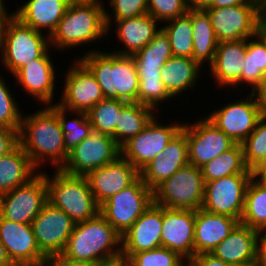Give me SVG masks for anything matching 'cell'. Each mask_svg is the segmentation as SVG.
<instances>
[{"instance_id": "cell-1", "label": "cell", "mask_w": 266, "mask_h": 266, "mask_svg": "<svg viewBox=\"0 0 266 266\" xmlns=\"http://www.w3.org/2000/svg\"><path fill=\"white\" fill-rule=\"evenodd\" d=\"M45 107L22 116L18 133L19 145L36 169H40L47 160L51 166L55 165L56 169H61L67 161L69 151L66 149L64 133L56 115V104Z\"/></svg>"}, {"instance_id": "cell-2", "label": "cell", "mask_w": 266, "mask_h": 266, "mask_svg": "<svg viewBox=\"0 0 266 266\" xmlns=\"http://www.w3.org/2000/svg\"><path fill=\"white\" fill-rule=\"evenodd\" d=\"M60 255L97 266L122 263L121 235L98 213L91 219L75 224Z\"/></svg>"}, {"instance_id": "cell-3", "label": "cell", "mask_w": 266, "mask_h": 266, "mask_svg": "<svg viewBox=\"0 0 266 266\" xmlns=\"http://www.w3.org/2000/svg\"><path fill=\"white\" fill-rule=\"evenodd\" d=\"M78 60L92 73L104 98L138 102L139 76L132 56L88 50Z\"/></svg>"}, {"instance_id": "cell-4", "label": "cell", "mask_w": 266, "mask_h": 266, "mask_svg": "<svg viewBox=\"0 0 266 266\" xmlns=\"http://www.w3.org/2000/svg\"><path fill=\"white\" fill-rule=\"evenodd\" d=\"M102 0H72L49 37L50 47L60 51L107 37L106 7Z\"/></svg>"}, {"instance_id": "cell-5", "label": "cell", "mask_w": 266, "mask_h": 266, "mask_svg": "<svg viewBox=\"0 0 266 266\" xmlns=\"http://www.w3.org/2000/svg\"><path fill=\"white\" fill-rule=\"evenodd\" d=\"M139 76L138 103L158 112L157 107L173 97L161 81V68L172 55L169 38L161 28L154 38L131 55Z\"/></svg>"}, {"instance_id": "cell-6", "label": "cell", "mask_w": 266, "mask_h": 266, "mask_svg": "<svg viewBox=\"0 0 266 266\" xmlns=\"http://www.w3.org/2000/svg\"><path fill=\"white\" fill-rule=\"evenodd\" d=\"M48 186V202L63 210L75 223L84 222L99 213L100 206L95 201L85 176L69 175L56 169L49 177L42 172Z\"/></svg>"}, {"instance_id": "cell-7", "label": "cell", "mask_w": 266, "mask_h": 266, "mask_svg": "<svg viewBox=\"0 0 266 266\" xmlns=\"http://www.w3.org/2000/svg\"><path fill=\"white\" fill-rule=\"evenodd\" d=\"M49 47L47 35L23 24L14 15L0 26V59L11 75L39 58Z\"/></svg>"}, {"instance_id": "cell-8", "label": "cell", "mask_w": 266, "mask_h": 266, "mask_svg": "<svg viewBox=\"0 0 266 266\" xmlns=\"http://www.w3.org/2000/svg\"><path fill=\"white\" fill-rule=\"evenodd\" d=\"M205 181L201 168L188 164L153 190L154 203L171 209L202 208Z\"/></svg>"}, {"instance_id": "cell-9", "label": "cell", "mask_w": 266, "mask_h": 266, "mask_svg": "<svg viewBox=\"0 0 266 266\" xmlns=\"http://www.w3.org/2000/svg\"><path fill=\"white\" fill-rule=\"evenodd\" d=\"M153 202V190L139 176L131 185L102 203L99 213L122 236Z\"/></svg>"}, {"instance_id": "cell-10", "label": "cell", "mask_w": 266, "mask_h": 266, "mask_svg": "<svg viewBox=\"0 0 266 266\" xmlns=\"http://www.w3.org/2000/svg\"><path fill=\"white\" fill-rule=\"evenodd\" d=\"M218 42L238 41L256 36L262 25L259 4L205 8Z\"/></svg>"}, {"instance_id": "cell-11", "label": "cell", "mask_w": 266, "mask_h": 266, "mask_svg": "<svg viewBox=\"0 0 266 266\" xmlns=\"http://www.w3.org/2000/svg\"><path fill=\"white\" fill-rule=\"evenodd\" d=\"M47 202L48 186L40 170L26 184L0 195V215L14 222L31 224Z\"/></svg>"}, {"instance_id": "cell-12", "label": "cell", "mask_w": 266, "mask_h": 266, "mask_svg": "<svg viewBox=\"0 0 266 266\" xmlns=\"http://www.w3.org/2000/svg\"><path fill=\"white\" fill-rule=\"evenodd\" d=\"M154 116L146 127L121 148V156L139 172L152 162L182 129L183 123L160 124Z\"/></svg>"}, {"instance_id": "cell-13", "label": "cell", "mask_w": 266, "mask_h": 266, "mask_svg": "<svg viewBox=\"0 0 266 266\" xmlns=\"http://www.w3.org/2000/svg\"><path fill=\"white\" fill-rule=\"evenodd\" d=\"M120 155L121 148L111 136L92 131L69 151L61 170L69 175L86 176L90 171L115 161Z\"/></svg>"}, {"instance_id": "cell-14", "label": "cell", "mask_w": 266, "mask_h": 266, "mask_svg": "<svg viewBox=\"0 0 266 266\" xmlns=\"http://www.w3.org/2000/svg\"><path fill=\"white\" fill-rule=\"evenodd\" d=\"M232 102L209 113L206 118L234 143L241 144L263 116L255 92H250L245 100Z\"/></svg>"}, {"instance_id": "cell-15", "label": "cell", "mask_w": 266, "mask_h": 266, "mask_svg": "<svg viewBox=\"0 0 266 266\" xmlns=\"http://www.w3.org/2000/svg\"><path fill=\"white\" fill-rule=\"evenodd\" d=\"M254 174H234L205 182L202 208L241 220L247 186Z\"/></svg>"}, {"instance_id": "cell-16", "label": "cell", "mask_w": 266, "mask_h": 266, "mask_svg": "<svg viewBox=\"0 0 266 266\" xmlns=\"http://www.w3.org/2000/svg\"><path fill=\"white\" fill-rule=\"evenodd\" d=\"M182 130L186 133L189 164L198 168L217 158L235 144L206 116L193 124L183 123Z\"/></svg>"}, {"instance_id": "cell-17", "label": "cell", "mask_w": 266, "mask_h": 266, "mask_svg": "<svg viewBox=\"0 0 266 266\" xmlns=\"http://www.w3.org/2000/svg\"><path fill=\"white\" fill-rule=\"evenodd\" d=\"M75 224L63 210L47 202L31 223L40 251L46 257L60 255Z\"/></svg>"}, {"instance_id": "cell-18", "label": "cell", "mask_w": 266, "mask_h": 266, "mask_svg": "<svg viewBox=\"0 0 266 266\" xmlns=\"http://www.w3.org/2000/svg\"><path fill=\"white\" fill-rule=\"evenodd\" d=\"M65 72L60 107L71 112H88L104 99L100 85L92 73L77 59Z\"/></svg>"}, {"instance_id": "cell-19", "label": "cell", "mask_w": 266, "mask_h": 266, "mask_svg": "<svg viewBox=\"0 0 266 266\" xmlns=\"http://www.w3.org/2000/svg\"><path fill=\"white\" fill-rule=\"evenodd\" d=\"M0 240L14 266L41 265L47 259L37 245L31 224L14 222L0 215Z\"/></svg>"}, {"instance_id": "cell-20", "label": "cell", "mask_w": 266, "mask_h": 266, "mask_svg": "<svg viewBox=\"0 0 266 266\" xmlns=\"http://www.w3.org/2000/svg\"><path fill=\"white\" fill-rule=\"evenodd\" d=\"M162 206L152 205L121 236V261L161 246Z\"/></svg>"}, {"instance_id": "cell-21", "label": "cell", "mask_w": 266, "mask_h": 266, "mask_svg": "<svg viewBox=\"0 0 266 266\" xmlns=\"http://www.w3.org/2000/svg\"><path fill=\"white\" fill-rule=\"evenodd\" d=\"M195 211L162 207L161 246L187 262L194 257Z\"/></svg>"}, {"instance_id": "cell-22", "label": "cell", "mask_w": 266, "mask_h": 266, "mask_svg": "<svg viewBox=\"0 0 266 266\" xmlns=\"http://www.w3.org/2000/svg\"><path fill=\"white\" fill-rule=\"evenodd\" d=\"M140 172L121 155L113 162L90 171L87 178L95 201L100 206L131 185Z\"/></svg>"}, {"instance_id": "cell-23", "label": "cell", "mask_w": 266, "mask_h": 266, "mask_svg": "<svg viewBox=\"0 0 266 266\" xmlns=\"http://www.w3.org/2000/svg\"><path fill=\"white\" fill-rule=\"evenodd\" d=\"M49 47L39 58L30 61L24 67L19 69L14 77L18 85L28 95H33L43 105H52L54 91L56 90V72Z\"/></svg>"}, {"instance_id": "cell-24", "label": "cell", "mask_w": 266, "mask_h": 266, "mask_svg": "<svg viewBox=\"0 0 266 266\" xmlns=\"http://www.w3.org/2000/svg\"><path fill=\"white\" fill-rule=\"evenodd\" d=\"M247 51V39L238 41L219 42L213 63L210 65V74L217 82V87H239L241 72L244 68Z\"/></svg>"}, {"instance_id": "cell-25", "label": "cell", "mask_w": 266, "mask_h": 266, "mask_svg": "<svg viewBox=\"0 0 266 266\" xmlns=\"http://www.w3.org/2000/svg\"><path fill=\"white\" fill-rule=\"evenodd\" d=\"M240 223L236 218L199 208L195 211L194 256L211 251Z\"/></svg>"}, {"instance_id": "cell-26", "label": "cell", "mask_w": 266, "mask_h": 266, "mask_svg": "<svg viewBox=\"0 0 266 266\" xmlns=\"http://www.w3.org/2000/svg\"><path fill=\"white\" fill-rule=\"evenodd\" d=\"M258 231L239 223L211 253L231 265H256Z\"/></svg>"}, {"instance_id": "cell-27", "label": "cell", "mask_w": 266, "mask_h": 266, "mask_svg": "<svg viewBox=\"0 0 266 266\" xmlns=\"http://www.w3.org/2000/svg\"><path fill=\"white\" fill-rule=\"evenodd\" d=\"M72 0H28L13 11L23 24L39 31L47 29L48 37L56 29Z\"/></svg>"}, {"instance_id": "cell-28", "label": "cell", "mask_w": 266, "mask_h": 266, "mask_svg": "<svg viewBox=\"0 0 266 266\" xmlns=\"http://www.w3.org/2000/svg\"><path fill=\"white\" fill-rule=\"evenodd\" d=\"M114 24L117 40L122 42L125 48L113 52L127 56L143 49L161 29V27L158 28V21L148 13L134 18L116 20L111 26Z\"/></svg>"}, {"instance_id": "cell-29", "label": "cell", "mask_w": 266, "mask_h": 266, "mask_svg": "<svg viewBox=\"0 0 266 266\" xmlns=\"http://www.w3.org/2000/svg\"><path fill=\"white\" fill-rule=\"evenodd\" d=\"M200 69L201 66L192 58L172 56L160 70L161 81L169 94L175 98L186 89L196 86L202 71Z\"/></svg>"}, {"instance_id": "cell-30", "label": "cell", "mask_w": 266, "mask_h": 266, "mask_svg": "<svg viewBox=\"0 0 266 266\" xmlns=\"http://www.w3.org/2000/svg\"><path fill=\"white\" fill-rule=\"evenodd\" d=\"M38 172L18 144L7 155L0 157V195L26 184Z\"/></svg>"}, {"instance_id": "cell-31", "label": "cell", "mask_w": 266, "mask_h": 266, "mask_svg": "<svg viewBox=\"0 0 266 266\" xmlns=\"http://www.w3.org/2000/svg\"><path fill=\"white\" fill-rule=\"evenodd\" d=\"M191 23L193 27L192 59L201 67L208 62L213 63L218 40L215 36L211 19L204 9H191Z\"/></svg>"}, {"instance_id": "cell-32", "label": "cell", "mask_w": 266, "mask_h": 266, "mask_svg": "<svg viewBox=\"0 0 266 266\" xmlns=\"http://www.w3.org/2000/svg\"><path fill=\"white\" fill-rule=\"evenodd\" d=\"M153 111L152 108L138 102H128L121 109L115 127V141L117 144L121 147L129 139L140 133L156 116V112Z\"/></svg>"}, {"instance_id": "cell-33", "label": "cell", "mask_w": 266, "mask_h": 266, "mask_svg": "<svg viewBox=\"0 0 266 266\" xmlns=\"http://www.w3.org/2000/svg\"><path fill=\"white\" fill-rule=\"evenodd\" d=\"M244 59L241 84L252 86L251 92H256L265 84L266 73V41L259 34L247 39V51Z\"/></svg>"}, {"instance_id": "cell-34", "label": "cell", "mask_w": 266, "mask_h": 266, "mask_svg": "<svg viewBox=\"0 0 266 266\" xmlns=\"http://www.w3.org/2000/svg\"><path fill=\"white\" fill-rule=\"evenodd\" d=\"M201 171L205 182L234 174H254L246 166L242 145L238 143L202 166Z\"/></svg>"}, {"instance_id": "cell-35", "label": "cell", "mask_w": 266, "mask_h": 266, "mask_svg": "<svg viewBox=\"0 0 266 266\" xmlns=\"http://www.w3.org/2000/svg\"><path fill=\"white\" fill-rule=\"evenodd\" d=\"M240 223L257 231H263L266 228V184L255 175L246 189Z\"/></svg>"}, {"instance_id": "cell-36", "label": "cell", "mask_w": 266, "mask_h": 266, "mask_svg": "<svg viewBox=\"0 0 266 266\" xmlns=\"http://www.w3.org/2000/svg\"><path fill=\"white\" fill-rule=\"evenodd\" d=\"M161 27L167 34L173 56L192 58L193 27L191 23V9L180 17L166 21Z\"/></svg>"}, {"instance_id": "cell-37", "label": "cell", "mask_w": 266, "mask_h": 266, "mask_svg": "<svg viewBox=\"0 0 266 266\" xmlns=\"http://www.w3.org/2000/svg\"><path fill=\"white\" fill-rule=\"evenodd\" d=\"M127 103L120 99L104 98L92 107L87 114L93 131L111 136L115 140V127L119 114Z\"/></svg>"}, {"instance_id": "cell-38", "label": "cell", "mask_w": 266, "mask_h": 266, "mask_svg": "<svg viewBox=\"0 0 266 266\" xmlns=\"http://www.w3.org/2000/svg\"><path fill=\"white\" fill-rule=\"evenodd\" d=\"M67 112L71 115H76L74 119H67ZM56 115L58 116L64 133V142L66 149L70 151L93 131L91 122L86 112H71L56 104Z\"/></svg>"}, {"instance_id": "cell-39", "label": "cell", "mask_w": 266, "mask_h": 266, "mask_svg": "<svg viewBox=\"0 0 266 266\" xmlns=\"http://www.w3.org/2000/svg\"><path fill=\"white\" fill-rule=\"evenodd\" d=\"M244 161L254 170L266 157V117H262L254 131L241 143Z\"/></svg>"}, {"instance_id": "cell-40", "label": "cell", "mask_w": 266, "mask_h": 266, "mask_svg": "<svg viewBox=\"0 0 266 266\" xmlns=\"http://www.w3.org/2000/svg\"><path fill=\"white\" fill-rule=\"evenodd\" d=\"M187 261L178 253L163 246L134 253L124 266H184Z\"/></svg>"}, {"instance_id": "cell-41", "label": "cell", "mask_w": 266, "mask_h": 266, "mask_svg": "<svg viewBox=\"0 0 266 266\" xmlns=\"http://www.w3.org/2000/svg\"><path fill=\"white\" fill-rule=\"evenodd\" d=\"M163 159L164 155L161 152L152 162L140 171V177L151 190H154L164 180L170 178L176 171L189 164V162H177Z\"/></svg>"}, {"instance_id": "cell-42", "label": "cell", "mask_w": 266, "mask_h": 266, "mask_svg": "<svg viewBox=\"0 0 266 266\" xmlns=\"http://www.w3.org/2000/svg\"><path fill=\"white\" fill-rule=\"evenodd\" d=\"M15 99L0 75V127L13 129L19 133L23 114Z\"/></svg>"}, {"instance_id": "cell-43", "label": "cell", "mask_w": 266, "mask_h": 266, "mask_svg": "<svg viewBox=\"0 0 266 266\" xmlns=\"http://www.w3.org/2000/svg\"><path fill=\"white\" fill-rule=\"evenodd\" d=\"M112 13L105 10V21L108 32H111V22L126 18H134L148 13V0H108ZM109 13V14H108ZM113 17V18H112Z\"/></svg>"}, {"instance_id": "cell-44", "label": "cell", "mask_w": 266, "mask_h": 266, "mask_svg": "<svg viewBox=\"0 0 266 266\" xmlns=\"http://www.w3.org/2000/svg\"><path fill=\"white\" fill-rule=\"evenodd\" d=\"M189 9L187 0H148V14L159 23L183 16Z\"/></svg>"}, {"instance_id": "cell-45", "label": "cell", "mask_w": 266, "mask_h": 266, "mask_svg": "<svg viewBox=\"0 0 266 266\" xmlns=\"http://www.w3.org/2000/svg\"><path fill=\"white\" fill-rule=\"evenodd\" d=\"M164 159L177 162L188 161L186 133L181 129L163 150Z\"/></svg>"}, {"instance_id": "cell-46", "label": "cell", "mask_w": 266, "mask_h": 266, "mask_svg": "<svg viewBox=\"0 0 266 266\" xmlns=\"http://www.w3.org/2000/svg\"><path fill=\"white\" fill-rule=\"evenodd\" d=\"M18 144V132L16 130L0 127V157L7 155Z\"/></svg>"}, {"instance_id": "cell-47", "label": "cell", "mask_w": 266, "mask_h": 266, "mask_svg": "<svg viewBox=\"0 0 266 266\" xmlns=\"http://www.w3.org/2000/svg\"><path fill=\"white\" fill-rule=\"evenodd\" d=\"M191 266H233L215 257L212 253H201L195 255L189 262Z\"/></svg>"}, {"instance_id": "cell-48", "label": "cell", "mask_w": 266, "mask_h": 266, "mask_svg": "<svg viewBox=\"0 0 266 266\" xmlns=\"http://www.w3.org/2000/svg\"><path fill=\"white\" fill-rule=\"evenodd\" d=\"M43 266H97L89 262L73 261L61 255L49 256Z\"/></svg>"}, {"instance_id": "cell-49", "label": "cell", "mask_w": 266, "mask_h": 266, "mask_svg": "<svg viewBox=\"0 0 266 266\" xmlns=\"http://www.w3.org/2000/svg\"><path fill=\"white\" fill-rule=\"evenodd\" d=\"M256 266H266V234L263 231H258L257 235Z\"/></svg>"}, {"instance_id": "cell-50", "label": "cell", "mask_w": 266, "mask_h": 266, "mask_svg": "<svg viewBox=\"0 0 266 266\" xmlns=\"http://www.w3.org/2000/svg\"><path fill=\"white\" fill-rule=\"evenodd\" d=\"M243 4H259V0H213L207 8H225Z\"/></svg>"}, {"instance_id": "cell-51", "label": "cell", "mask_w": 266, "mask_h": 266, "mask_svg": "<svg viewBox=\"0 0 266 266\" xmlns=\"http://www.w3.org/2000/svg\"><path fill=\"white\" fill-rule=\"evenodd\" d=\"M255 93L259 101L261 114L263 117H266V83L261 86Z\"/></svg>"}, {"instance_id": "cell-52", "label": "cell", "mask_w": 266, "mask_h": 266, "mask_svg": "<svg viewBox=\"0 0 266 266\" xmlns=\"http://www.w3.org/2000/svg\"><path fill=\"white\" fill-rule=\"evenodd\" d=\"M213 0H187L190 9H205Z\"/></svg>"}, {"instance_id": "cell-53", "label": "cell", "mask_w": 266, "mask_h": 266, "mask_svg": "<svg viewBox=\"0 0 266 266\" xmlns=\"http://www.w3.org/2000/svg\"><path fill=\"white\" fill-rule=\"evenodd\" d=\"M4 0H0V26H2L4 23H6L13 15L14 12H11L12 14L7 13L6 7L4 6L5 3H3Z\"/></svg>"}, {"instance_id": "cell-54", "label": "cell", "mask_w": 266, "mask_h": 266, "mask_svg": "<svg viewBox=\"0 0 266 266\" xmlns=\"http://www.w3.org/2000/svg\"><path fill=\"white\" fill-rule=\"evenodd\" d=\"M0 266H14L7 256L5 247L0 240Z\"/></svg>"}, {"instance_id": "cell-55", "label": "cell", "mask_w": 266, "mask_h": 266, "mask_svg": "<svg viewBox=\"0 0 266 266\" xmlns=\"http://www.w3.org/2000/svg\"><path fill=\"white\" fill-rule=\"evenodd\" d=\"M253 173L260 181L266 184V165H258L253 170Z\"/></svg>"}, {"instance_id": "cell-56", "label": "cell", "mask_w": 266, "mask_h": 266, "mask_svg": "<svg viewBox=\"0 0 266 266\" xmlns=\"http://www.w3.org/2000/svg\"><path fill=\"white\" fill-rule=\"evenodd\" d=\"M260 17L263 26H266V0H259Z\"/></svg>"}, {"instance_id": "cell-57", "label": "cell", "mask_w": 266, "mask_h": 266, "mask_svg": "<svg viewBox=\"0 0 266 266\" xmlns=\"http://www.w3.org/2000/svg\"><path fill=\"white\" fill-rule=\"evenodd\" d=\"M258 34L266 41V26H262ZM265 83H266V73H265Z\"/></svg>"}, {"instance_id": "cell-58", "label": "cell", "mask_w": 266, "mask_h": 266, "mask_svg": "<svg viewBox=\"0 0 266 266\" xmlns=\"http://www.w3.org/2000/svg\"><path fill=\"white\" fill-rule=\"evenodd\" d=\"M259 165H266V157Z\"/></svg>"}, {"instance_id": "cell-59", "label": "cell", "mask_w": 266, "mask_h": 266, "mask_svg": "<svg viewBox=\"0 0 266 266\" xmlns=\"http://www.w3.org/2000/svg\"><path fill=\"white\" fill-rule=\"evenodd\" d=\"M111 266H124V264L123 263H118V264L111 265Z\"/></svg>"}, {"instance_id": "cell-60", "label": "cell", "mask_w": 266, "mask_h": 266, "mask_svg": "<svg viewBox=\"0 0 266 266\" xmlns=\"http://www.w3.org/2000/svg\"><path fill=\"white\" fill-rule=\"evenodd\" d=\"M22 266H43V264H41V265H22Z\"/></svg>"}, {"instance_id": "cell-61", "label": "cell", "mask_w": 266, "mask_h": 266, "mask_svg": "<svg viewBox=\"0 0 266 266\" xmlns=\"http://www.w3.org/2000/svg\"><path fill=\"white\" fill-rule=\"evenodd\" d=\"M234 266H256V265H234Z\"/></svg>"}, {"instance_id": "cell-62", "label": "cell", "mask_w": 266, "mask_h": 266, "mask_svg": "<svg viewBox=\"0 0 266 266\" xmlns=\"http://www.w3.org/2000/svg\"><path fill=\"white\" fill-rule=\"evenodd\" d=\"M184 266H191L189 262H187Z\"/></svg>"}]
</instances>
